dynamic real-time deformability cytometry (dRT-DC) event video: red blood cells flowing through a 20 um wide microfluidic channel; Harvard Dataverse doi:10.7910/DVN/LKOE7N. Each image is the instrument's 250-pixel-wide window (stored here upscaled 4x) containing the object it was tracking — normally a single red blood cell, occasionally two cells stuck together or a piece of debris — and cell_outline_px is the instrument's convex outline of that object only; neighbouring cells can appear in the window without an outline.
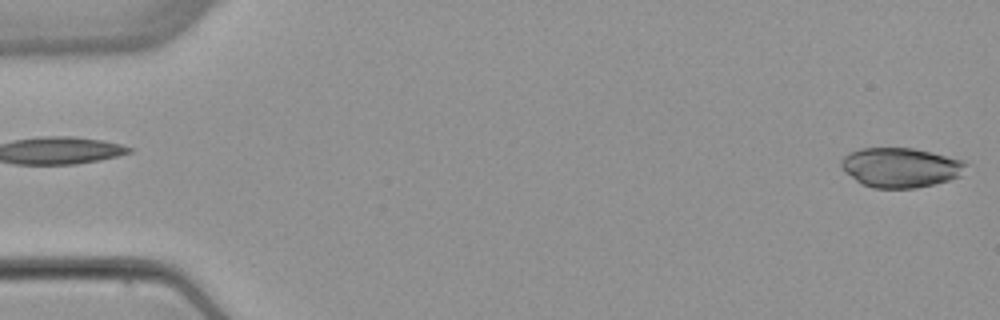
{"species": "common noctule bat (a hibernating species)", "species_latin": "Nyctalus noctula", "temperature_condition": "warm", "stored_images_in_passage": 5, "segment_of_instrument_passage": [2, 2], "camera_frame_rate_fps": 3000, "um_per_image_px": 0.085, "animal": {"sex": "female", "body_mass_g": 22.7, "forearm_length_mm": 54.2}, "frame": {"image": 1, "passage_image": 5, "time_ms": 5.667, "image_size_px": [1000, 320], "cell_outline_px": [[968, 164], [960, 176], [948, 180], [916, 188], [872, 188], [856, 180], [840, 164], [840, 160], [848, 152], [860, 148], [912, 148], [932, 152], [964, 160]], "centroid_in_image_um": [76.57, 14.22], "position_along_channel_um": 8.4, "area_um2": 28.67}}